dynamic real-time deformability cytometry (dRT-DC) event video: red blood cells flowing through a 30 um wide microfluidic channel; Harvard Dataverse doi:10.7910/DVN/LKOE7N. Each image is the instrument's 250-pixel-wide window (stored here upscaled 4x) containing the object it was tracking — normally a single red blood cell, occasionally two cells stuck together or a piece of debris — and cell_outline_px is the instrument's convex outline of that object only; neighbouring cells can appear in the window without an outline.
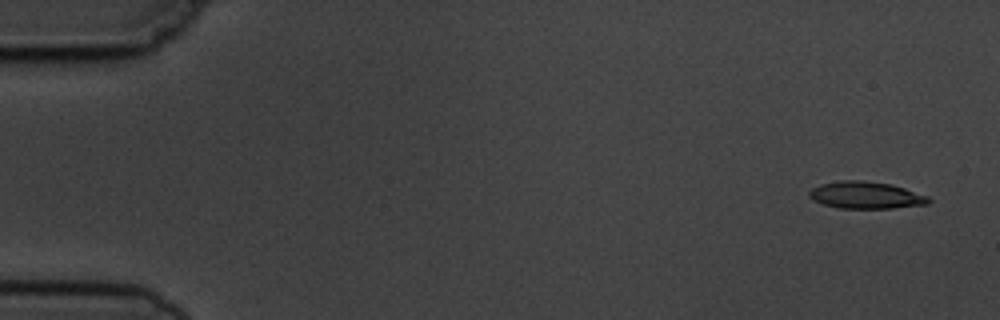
{"species": "common noctule bat (a hibernating species)", "species_latin": "Nyctalus noctula", "temperature_condition": "cold", "stored_images_in_passage": 11, "camera_frame_rate_fps": 3000, "um_per_image_px": 0.085, "animal": {"sex": "male", "body_mass_g": 19.5, "forearm_length_mm": 54.6}, "frame": {"image": 1, "passage_image": 1, "time_ms": 0.0, "image_size_px": [1000, 320], "cell_outline_px": [[932, 200], [928, 204], [892, 208], [840, 208], [824, 204], [812, 200], [808, 196], [808, 192], [812, 188], [820, 184], [840, 180], [860, 180], [892, 184], [928, 196]], "centroid_in_image_um": [73.58, 16.58], "position_along_channel_um": 11.4, "area_um2": 18.84}}
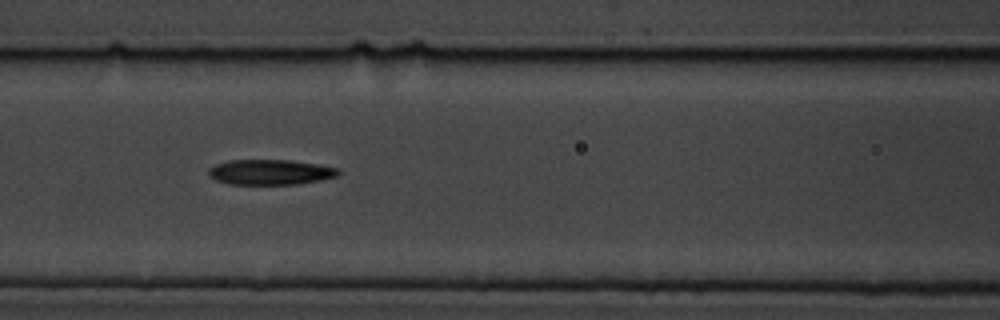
{"frame": {"image": 2, "passage_image": 7, "time_ms": 7.0, "image_size_px": [1000, 320], "cell_outline_px": [[340, 176], [300, 184], [228, 184], [216, 180], [208, 176], [208, 168], [216, 164], [228, 160], [288, 160], [316, 164], [340, 168]], "centroid_in_image_um": [22.98, 14.63], "position_along_channel_um": 143.6, "area_um2": 19.25}}
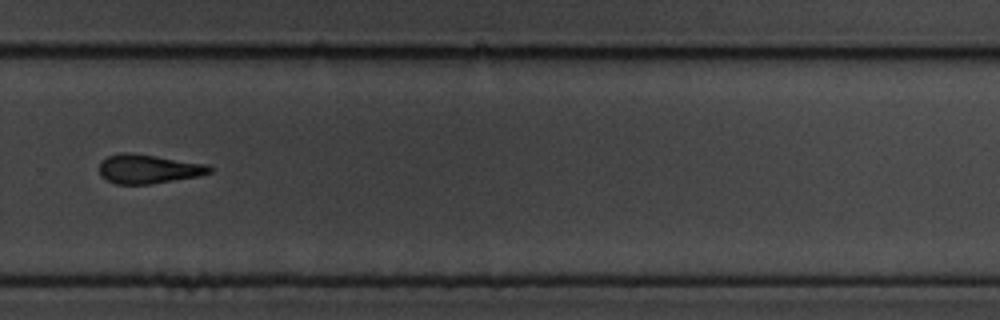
{"frame": {"image": 3, "passage_image": 11, "time_ms": 11.667, "image_size_px": [1000, 320], "cell_outline_px": [[212, 172], [196, 176], [152, 184], [116, 184], [100, 176], [100, 164], [108, 156], [120, 152], [128, 152], [156, 156], [208, 164], [212, 168]], "centroid_in_image_um": [12.61, 14.36], "position_along_channel_um": 317.2, "area_um2": 18.55}}